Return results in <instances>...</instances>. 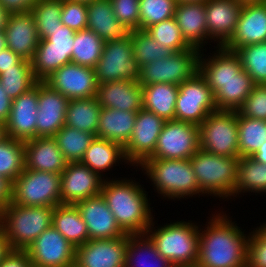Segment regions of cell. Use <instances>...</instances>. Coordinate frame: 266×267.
<instances>
[{
    "mask_svg": "<svg viewBox=\"0 0 266 267\" xmlns=\"http://www.w3.org/2000/svg\"><path fill=\"white\" fill-rule=\"evenodd\" d=\"M87 3L62 0L61 23L76 31L87 29Z\"/></svg>",
    "mask_w": 266,
    "mask_h": 267,
    "instance_id": "obj_47",
    "label": "cell"
},
{
    "mask_svg": "<svg viewBox=\"0 0 266 267\" xmlns=\"http://www.w3.org/2000/svg\"><path fill=\"white\" fill-rule=\"evenodd\" d=\"M200 53L201 50L192 47L147 63L141 67L138 82L141 86L154 83L180 85L199 72Z\"/></svg>",
    "mask_w": 266,
    "mask_h": 267,
    "instance_id": "obj_9",
    "label": "cell"
},
{
    "mask_svg": "<svg viewBox=\"0 0 266 267\" xmlns=\"http://www.w3.org/2000/svg\"><path fill=\"white\" fill-rule=\"evenodd\" d=\"M10 251L8 246L7 239L5 238L3 231L0 227V262L2 261L3 257Z\"/></svg>",
    "mask_w": 266,
    "mask_h": 267,
    "instance_id": "obj_56",
    "label": "cell"
},
{
    "mask_svg": "<svg viewBox=\"0 0 266 267\" xmlns=\"http://www.w3.org/2000/svg\"><path fill=\"white\" fill-rule=\"evenodd\" d=\"M54 207L22 206L10 203L0 209V227L11 250H26L52 226Z\"/></svg>",
    "mask_w": 266,
    "mask_h": 267,
    "instance_id": "obj_4",
    "label": "cell"
},
{
    "mask_svg": "<svg viewBox=\"0 0 266 267\" xmlns=\"http://www.w3.org/2000/svg\"><path fill=\"white\" fill-rule=\"evenodd\" d=\"M0 267H33L25 250H11L3 257Z\"/></svg>",
    "mask_w": 266,
    "mask_h": 267,
    "instance_id": "obj_51",
    "label": "cell"
},
{
    "mask_svg": "<svg viewBox=\"0 0 266 267\" xmlns=\"http://www.w3.org/2000/svg\"><path fill=\"white\" fill-rule=\"evenodd\" d=\"M101 194L120 228L130 235L145 234L153 222L146 191L133 180H104Z\"/></svg>",
    "mask_w": 266,
    "mask_h": 267,
    "instance_id": "obj_3",
    "label": "cell"
},
{
    "mask_svg": "<svg viewBox=\"0 0 266 267\" xmlns=\"http://www.w3.org/2000/svg\"><path fill=\"white\" fill-rule=\"evenodd\" d=\"M60 185V174L24 167L23 172L13 182L12 203L55 207L61 204Z\"/></svg>",
    "mask_w": 266,
    "mask_h": 267,
    "instance_id": "obj_10",
    "label": "cell"
},
{
    "mask_svg": "<svg viewBox=\"0 0 266 267\" xmlns=\"http://www.w3.org/2000/svg\"><path fill=\"white\" fill-rule=\"evenodd\" d=\"M146 32L164 48L173 52L185 51L192 48L184 39L176 19L162 21L146 29Z\"/></svg>",
    "mask_w": 266,
    "mask_h": 267,
    "instance_id": "obj_45",
    "label": "cell"
},
{
    "mask_svg": "<svg viewBox=\"0 0 266 267\" xmlns=\"http://www.w3.org/2000/svg\"><path fill=\"white\" fill-rule=\"evenodd\" d=\"M178 85L154 83L142 86L143 109L156 114L165 121L174 120Z\"/></svg>",
    "mask_w": 266,
    "mask_h": 267,
    "instance_id": "obj_31",
    "label": "cell"
},
{
    "mask_svg": "<svg viewBox=\"0 0 266 267\" xmlns=\"http://www.w3.org/2000/svg\"><path fill=\"white\" fill-rule=\"evenodd\" d=\"M240 157H224L199 149L190 158L192 168L204 194L227 198L233 196Z\"/></svg>",
    "mask_w": 266,
    "mask_h": 267,
    "instance_id": "obj_7",
    "label": "cell"
},
{
    "mask_svg": "<svg viewBox=\"0 0 266 267\" xmlns=\"http://www.w3.org/2000/svg\"><path fill=\"white\" fill-rule=\"evenodd\" d=\"M139 167L152 180L158 194L180 199L204 194L197 183L190 159L147 158Z\"/></svg>",
    "mask_w": 266,
    "mask_h": 267,
    "instance_id": "obj_6",
    "label": "cell"
},
{
    "mask_svg": "<svg viewBox=\"0 0 266 267\" xmlns=\"http://www.w3.org/2000/svg\"><path fill=\"white\" fill-rule=\"evenodd\" d=\"M71 1H78V2L89 3V2H93L94 0H71Z\"/></svg>",
    "mask_w": 266,
    "mask_h": 267,
    "instance_id": "obj_64",
    "label": "cell"
},
{
    "mask_svg": "<svg viewBox=\"0 0 266 267\" xmlns=\"http://www.w3.org/2000/svg\"><path fill=\"white\" fill-rule=\"evenodd\" d=\"M241 60L242 69L255 84H266V42L240 47L235 51Z\"/></svg>",
    "mask_w": 266,
    "mask_h": 267,
    "instance_id": "obj_44",
    "label": "cell"
},
{
    "mask_svg": "<svg viewBox=\"0 0 266 267\" xmlns=\"http://www.w3.org/2000/svg\"><path fill=\"white\" fill-rule=\"evenodd\" d=\"M25 168L61 174L67 162L53 136L24 141Z\"/></svg>",
    "mask_w": 266,
    "mask_h": 267,
    "instance_id": "obj_26",
    "label": "cell"
},
{
    "mask_svg": "<svg viewBox=\"0 0 266 267\" xmlns=\"http://www.w3.org/2000/svg\"><path fill=\"white\" fill-rule=\"evenodd\" d=\"M7 48L22 59L31 61L39 43L37 26L32 13H11L4 29Z\"/></svg>",
    "mask_w": 266,
    "mask_h": 267,
    "instance_id": "obj_25",
    "label": "cell"
},
{
    "mask_svg": "<svg viewBox=\"0 0 266 267\" xmlns=\"http://www.w3.org/2000/svg\"><path fill=\"white\" fill-rule=\"evenodd\" d=\"M129 34L132 40L134 58L140 67L174 53L171 49L164 48L157 43L146 30H131Z\"/></svg>",
    "mask_w": 266,
    "mask_h": 267,
    "instance_id": "obj_43",
    "label": "cell"
},
{
    "mask_svg": "<svg viewBox=\"0 0 266 267\" xmlns=\"http://www.w3.org/2000/svg\"><path fill=\"white\" fill-rule=\"evenodd\" d=\"M168 267H179V266H176V265H171V264H170Z\"/></svg>",
    "mask_w": 266,
    "mask_h": 267,
    "instance_id": "obj_65",
    "label": "cell"
},
{
    "mask_svg": "<svg viewBox=\"0 0 266 267\" xmlns=\"http://www.w3.org/2000/svg\"><path fill=\"white\" fill-rule=\"evenodd\" d=\"M102 179L82 162L67 163L60 174L61 204H73L99 195L102 190Z\"/></svg>",
    "mask_w": 266,
    "mask_h": 267,
    "instance_id": "obj_19",
    "label": "cell"
},
{
    "mask_svg": "<svg viewBox=\"0 0 266 267\" xmlns=\"http://www.w3.org/2000/svg\"><path fill=\"white\" fill-rule=\"evenodd\" d=\"M9 13L0 5V32H4Z\"/></svg>",
    "mask_w": 266,
    "mask_h": 267,
    "instance_id": "obj_58",
    "label": "cell"
},
{
    "mask_svg": "<svg viewBox=\"0 0 266 267\" xmlns=\"http://www.w3.org/2000/svg\"><path fill=\"white\" fill-rule=\"evenodd\" d=\"M52 226L75 247L89 240L86 224L73 204H60L54 207Z\"/></svg>",
    "mask_w": 266,
    "mask_h": 267,
    "instance_id": "obj_32",
    "label": "cell"
},
{
    "mask_svg": "<svg viewBox=\"0 0 266 267\" xmlns=\"http://www.w3.org/2000/svg\"><path fill=\"white\" fill-rule=\"evenodd\" d=\"M200 149L224 157H240L238 112L216 110L199 125Z\"/></svg>",
    "mask_w": 266,
    "mask_h": 267,
    "instance_id": "obj_8",
    "label": "cell"
},
{
    "mask_svg": "<svg viewBox=\"0 0 266 267\" xmlns=\"http://www.w3.org/2000/svg\"><path fill=\"white\" fill-rule=\"evenodd\" d=\"M169 265L170 263L157 252L154 243L146 234H129L125 267H168Z\"/></svg>",
    "mask_w": 266,
    "mask_h": 267,
    "instance_id": "obj_35",
    "label": "cell"
},
{
    "mask_svg": "<svg viewBox=\"0 0 266 267\" xmlns=\"http://www.w3.org/2000/svg\"><path fill=\"white\" fill-rule=\"evenodd\" d=\"M257 229V231L266 239V224L264 223Z\"/></svg>",
    "mask_w": 266,
    "mask_h": 267,
    "instance_id": "obj_63",
    "label": "cell"
},
{
    "mask_svg": "<svg viewBox=\"0 0 266 267\" xmlns=\"http://www.w3.org/2000/svg\"><path fill=\"white\" fill-rule=\"evenodd\" d=\"M199 149V126L170 120L165 122L149 158L190 159Z\"/></svg>",
    "mask_w": 266,
    "mask_h": 267,
    "instance_id": "obj_14",
    "label": "cell"
},
{
    "mask_svg": "<svg viewBox=\"0 0 266 267\" xmlns=\"http://www.w3.org/2000/svg\"><path fill=\"white\" fill-rule=\"evenodd\" d=\"M258 162L266 164V140L261 143L257 152L252 155Z\"/></svg>",
    "mask_w": 266,
    "mask_h": 267,
    "instance_id": "obj_57",
    "label": "cell"
},
{
    "mask_svg": "<svg viewBox=\"0 0 266 267\" xmlns=\"http://www.w3.org/2000/svg\"><path fill=\"white\" fill-rule=\"evenodd\" d=\"M87 10V29L94 31L104 42L123 39L129 34L114 15L110 0L89 2Z\"/></svg>",
    "mask_w": 266,
    "mask_h": 267,
    "instance_id": "obj_29",
    "label": "cell"
},
{
    "mask_svg": "<svg viewBox=\"0 0 266 267\" xmlns=\"http://www.w3.org/2000/svg\"><path fill=\"white\" fill-rule=\"evenodd\" d=\"M101 109L97 97L70 99L66 111L65 125L91 133L97 137Z\"/></svg>",
    "mask_w": 266,
    "mask_h": 267,
    "instance_id": "obj_34",
    "label": "cell"
},
{
    "mask_svg": "<svg viewBox=\"0 0 266 267\" xmlns=\"http://www.w3.org/2000/svg\"><path fill=\"white\" fill-rule=\"evenodd\" d=\"M242 6L237 0L205 2L208 37L217 40V46H224L233 36Z\"/></svg>",
    "mask_w": 266,
    "mask_h": 267,
    "instance_id": "obj_24",
    "label": "cell"
},
{
    "mask_svg": "<svg viewBox=\"0 0 266 267\" xmlns=\"http://www.w3.org/2000/svg\"><path fill=\"white\" fill-rule=\"evenodd\" d=\"M251 233L248 235L246 267H266V239L257 229Z\"/></svg>",
    "mask_w": 266,
    "mask_h": 267,
    "instance_id": "obj_50",
    "label": "cell"
},
{
    "mask_svg": "<svg viewBox=\"0 0 266 267\" xmlns=\"http://www.w3.org/2000/svg\"><path fill=\"white\" fill-rule=\"evenodd\" d=\"M67 163L81 162L86 149L95 136L64 125L54 136Z\"/></svg>",
    "mask_w": 266,
    "mask_h": 267,
    "instance_id": "obj_38",
    "label": "cell"
},
{
    "mask_svg": "<svg viewBox=\"0 0 266 267\" xmlns=\"http://www.w3.org/2000/svg\"><path fill=\"white\" fill-rule=\"evenodd\" d=\"M237 1L241 4L266 2V0H237Z\"/></svg>",
    "mask_w": 266,
    "mask_h": 267,
    "instance_id": "obj_61",
    "label": "cell"
},
{
    "mask_svg": "<svg viewBox=\"0 0 266 267\" xmlns=\"http://www.w3.org/2000/svg\"><path fill=\"white\" fill-rule=\"evenodd\" d=\"M136 115L137 112L102 107L97 137L118 143L124 148L132 136Z\"/></svg>",
    "mask_w": 266,
    "mask_h": 267,
    "instance_id": "obj_30",
    "label": "cell"
},
{
    "mask_svg": "<svg viewBox=\"0 0 266 267\" xmlns=\"http://www.w3.org/2000/svg\"><path fill=\"white\" fill-rule=\"evenodd\" d=\"M7 137L5 132V124L0 122V142Z\"/></svg>",
    "mask_w": 266,
    "mask_h": 267,
    "instance_id": "obj_60",
    "label": "cell"
},
{
    "mask_svg": "<svg viewBox=\"0 0 266 267\" xmlns=\"http://www.w3.org/2000/svg\"><path fill=\"white\" fill-rule=\"evenodd\" d=\"M205 229L199 231L196 267H246L249 236L236 223L220 212Z\"/></svg>",
    "mask_w": 266,
    "mask_h": 267,
    "instance_id": "obj_2",
    "label": "cell"
},
{
    "mask_svg": "<svg viewBox=\"0 0 266 267\" xmlns=\"http://www.w3.org/2000/svg\"><path fill=\"white\" fill-rule=\"evenodd\" d=\"M94 70L98 84L121 80L138 81L141 67L134 58L130 34L123 39L104 42L102 56Z\"/></svg>",
    "mask_w": 266,
    "mask_h": 267,
    "instance_id": "obj_11",
    "label": "cell"
},
{
    "mask_svg": "<svg viewBox=\"0 0 266 267\" xmlns=\"http://www.w3.org/2000/svg\"><path fill=\"white\" fill-rule=\"evenodd\" d=\"M104 41L92 30L75 32L71 62L95 68L102 56Z\"/></svg>",
    "mask_w": 266,
    "mask_h": 267,
    "instance_id": "obj_37",
    "label": "cell"
},
{
    "mask_svg": "<svg viewBox=\"0 0 266 267\" xmlns=\"http://www.w3.org/2000/svg\"><path fill=\"white\" fill-rule=\"evenodd\" d=\"M101 107L138 112L143 108L142 86L138 81L121 80L98 84L97 96Z\"/></svg>",
    "mask_w": 266,
    "mask_h": 267,
    "instance_id": "obj_27",
    "label": "cell"
},
{
    "mask_svg": "<svg viewBox=\"0 0 266 267\" xmlns=\"http://www.w3.org/2000/svg\"><path fill=\"white\" fill-rule=\"evenodd\" d=\"M113 13L128 30L140 29L139 0H110Z\"/></svg>",
    "mask_w": 266,
    "mask_h": 267,
    "instance_id": "obj_49",
    "label": "cell"
},
{
    "mask_svg": "<svg viewBox=\"0 0 266 267\" xmlns=\"http://www.w3.org/2000/svg\"><path fill=\"white\" fill-rule=\"evenodd\" d=\"M62 0H38L31 13L37 26L39 40L47 39L56 28L63 27L61 23Z\"/></svg>",
    "mask_w": 266,
    "mask_h": 267,
    "instance_id": "obj_41",
    "label": "cell"
},
{
    "mask_svg": "<svg viewBox=\"0 0 266 267\" xmlns=\"http://www.w3.org/2000/svg\"><path fill=\"white\" fill-rule=\"evenodd\" d=\"M38 0H0V5L9 13L29 12Z\"/></svg>",
    "mask_w": 266,
    "mask_h": 267,
    "instance_id": "obj_52",
    "label": "cell"
},
{
    "mask_svg": "<svg viewBox=\"0 0 266 267\" xmlns=\"http://www.w3.org/2000/svg\"><path fill=\"white\" fill-rule=\"evenodd\" d=\"M176 0H139L140 30L174 17Z\"/></svg>",
    "mask_w": 266,
    "mask_h": 267,
    "instance_id": "obj_46",
    "label": "cell"
},
{
    "mask_svg": "<svg viewBox=\"0 0 266 267\" xmlns=\"http://www.w3.org/2000/svg\"><path fill=\"white\" fill-rule=\"evenodd\" d=\"M261 42H266V2L243 4L236 30L224 47L236 51Z\"/></svg>",
    "mask_w": 266,
    "mask_h": 267,
    "instance_id": "obj_23",
    "label": "cell"
},
{
    "mask_svg": "<svg viewBox=\"0 0 266 267\" xmlns=\"http://www.w3.org/2000/svg\"><path fill=\"white\" fill-rule=\"evenodd\" d=\"M174 18L185 41L191 47L202 50L206 43L204 40H209L205 2L177 3Z\"/></svg>",
    "mask_w": 266,
    "mask_h": 267,
    "instance_id": "obj_28",
    "label": "cell"
},
{
    "mask_svg": "<svg viewBox=\"0 0 266 267\" xmlns=\"http://www.w3.org/2000/svg\"><path fill=\"white\" fill-rule=\"evenodd\" d=\"M216 110L214 93L199 72L178 85L174 120L199 126Z\"/></svg>",
    "mask_w": 266,
    "mask_h": 267,
    "instance_id": "obj_13",
    "label": "cell"
},
{
    "mask_svg": "<svg viewBox=\"0 0 266 267\" xmlns=\"http://www.w3.org/2000/svg\"><path fill=\"white\" fill-rule=\"evenodd\" d=\"M165 122L161 117L143 108L137 112L132 136L124 147L127 163L140 166L154 153Z\"/></svg>",
    "mask_w": 266,
    "mask_h": 267,
    "instance_id": "obj_16",
    "label": "cell"
},
{
    "mask_svg": "<svg viewBox=\"0 0 266 267\" xmlns=\"http://www.w3.org/2000/svg\"><path fill=\"white\" fill-rule=\"evenodd\" d=\"M237 112L244 117L266 121V84H255Z\"/></svg>",
    "mask_w": 266,
    "mask_h": 267,
    "instance_id": "obj_48",
    "label": "cell"
},
{
    "mask_svg": "<svg viewBox=\"0 0 266 267\" xmlns=\"http://www.w3.org/2000/svg\"><path fill=\"white\" fill-rule=\"evenodd\" d=\"M75 205L86 224L89 240L112 239L126 235L116 222L101 193L79 201Z\"/></svg>",
    "mask_w": 266,
    "mask_h": 267,
    "instance_id": "obj_21",
    "label": "cell"
},
{
    "mask_svg": "<svg viewBox=\"0 0 266 267\" xmlns=\"http://www.w3.org/2000/svg\"><path fill=\"white\" fill-rule=\"evenodd\" d=\"M22 58L11 49L6 48L0 52V74L17 65Z\"/></svg>",
    "mask_w": 266,
    "mask_h": 267,
    "instance_id": "obj_54",
    "label": "cell"
},
{
    "mask_svg": "<svg viewBox=\"0 0 266 267\" xmlns=\"http://www.w3.org/2000/svg\"><path fill=\"white\" fill-rule=\"evenodd\" d=\"M122 159L127 162L124 148L120 144L95 137L86 149L81 162L101 177V173L111 169Z\"/></svg>",
    "mask_w": 266,
    "mask_h": 267,
    "instance_id": "obj_33",
    "label": "cell"
},
{
    "mask_svg": "<svg viewBox=\"0 0 266 267\" xmlns=\"http://www.w3.org/2000/svg\"><path fill=\"white\" fill-rule=\"evenodd\" d=\"M266 140V121L238 113V148L240 157L254 155Z\"/></svg>",
    "mask_w": 266,
    "mask_h": 267,
    "instance_id": "obj_40",
    "label": "cell"
},
{
    "mask_svg": "<svg viewBox=\"0 0 266 267\" xmlns=\"http://www.w3.org/2000/svg\"><path fill=\"white\" fill-rule=\"evenodd\" d=\"M7 48L4 32H0V52Z\"/></svg>",
    "mask_w": 266,
    "mask_h": 267,
    "instance_id": "obj_59",
    "label": "cell"
},
{
    "mask_svg": "<svg viewBox=\"0 0 266 267\" xmlns=\"http://www.w3.org/2000/svg\"><path fill=\"white\" fill-rule=\"evenodd\" d=\"M13 181L0 176V209L12 203Z\"/></svg>",
    "mask_w": 266,
    "mask_h": 267,
    "instance_id": "obj_53",
    "label": "cell"
},
{
    "mask_svg": "<svg viewBox=\"0 0 266 267\" xmlns=\"http://www.w3.org/2000/svg\"><path fill=\"white\" fill-rule=\"evenodd\" d=\"M146 235L154 243L157 252L171 265L196 267L199 251V227L191 222L177 221L153 230ZM151 232V233H150Z\"/></svg>",
    "mask_w": 266,
    "mask_h": 267,
    "instance_id": "obj_5",
    "label": "cell"
},
{
    "mask_svg": "<svg viewBox=\"0 0 266 267\" xmlns=\"http://www.w3.org/2000/svg\"><path fill=\"white\" fill-rule=\"evenodd\" d=\"M75 31L63 25L52 31L47 39L39 40L31 60L33 74L37 81H44L54 71L71 63Z\"/></svg>",
    "mask_w": 266,
    "mask_h": 267,
    "instance_id": "obj_12",
    "label": "cell"
},
{
    "mask_svg": "<svg viewBox=\"0 0 266 267\" xmlns=\"http://www.w3.org/2000/svg\"><path fill=\"white\" fill-rule=\"evenodd\" d=\"M242 192L266 193V164L253 156L240 157L238 162L233 197Z\"/></svg>",
    "mask_w": 266,
    "mask_h": 267,
    "instance_id": "obj_36",
    "label": "cell"
},
{
    "mask_svg": "<svg viewBox=\"0 0 266 267\" xmlns=\"http://www.w3.org/2000/svg\"><path fill=\"white\" fill-rule=\"evenodd\" d=\"M75 249L53 226L43 231L25 250L33 267H69L75 262Z\"/></svg>",
    "mask_w": 266,
    "mask_h": 267,
    "instance_id": "obj_15",
    "label": "cell"
},
{
    "mask_svg": "<svg viewBox=\"0 0 266 267\" xmlns=\"http://www.w3.org/2000/svg\"><path fill=\"white\" fill-rule=\"evenodd\" d=\"M0 83L11 100L29 91L37 83L31 61L22 59L17 65L1 73Z\"/></svg>",
    "mask_w": 266,
    "mask_h": 267,
    "instance_id": "obj_39",
    "label": "cell"
},
{
    "mask_svg": "<svg viewBox=\"0 0 266 267\" xmlns=\"http://www.w3.org/2000/svg\"><path fill=\"white\" fill-rule=\"evenodd\" d=\"M129 234L112 239H92L75 249L77 267H125Z\"/></svg>",
    "mask_w": 266,
    "mask_h": 267,
    "instance_id": "obj_18",
    "label": "cell"
},
{
    "mask_svg": "<svg viewBox=\"0 0 266 267\" xmlns=\"http://www.w3.org/2000/svg\"><path fill=\"white\" fill-rule=\"evenodd\" d=\"M177 3H201L206 2L207 0H176Z\"/></svg>",
    "mask_w": 266,
    "mask_h": 267,
    "instance_id": "obj_62",
    "label": "cell"
},
{
    "mask_svg": "<svg viewBox=\"0 0 266 267\" xmlns=\"http://www.w3.org/2000/svg\"><path fill=\"white\" fill-rule=\"evenodd\" d=\"M37 106L38 81L29 91L12 100L11 111L5 123L6 135L20 141L36 138Z\"/></svg>",
    "mask_w": 266,
    "mask_h": 267,
    "instance_id": "obj_22",
    "label": "cell"
},
{
    "mask_svg": "<svg viewBox=\"0 0 266 267\" xmlns=\"http://www.w3.org/2000/svg\"><path fill=\"white\" fill-rule=\"evenodd\" d=\"M12 100L6 95L0 83V122L5 124L11 111Z\"/></svg>",
    "mask_w": 266,
    "mask_h": 267,
    "instance_id": "obj_55",
    "label": "cell"
},
{
    "mask_svg": "<svg viewBox=\"0 0 266 267\" xmlns=\"http://www.w3.org/2000/svg\"><path fill=\"white\" fill-rule=\"evenodd\" d=\"M44 82L69 100L97 96L98 83L94 68L72 62L54 71Z\"/></svg>",
    "mask_w": 266,
    "mask_h": 267,
    "instance_id": "obj_17",
    "label": "cell"
},
{
    "mask_svg": "<svg viewBox=\"0 0 266 267\" xmlns=\"http://www.w3.org/2000/svg\"><path fill=\"white\" fill-rule=\"evenodd\" d=\"M69 99L38 81L36 137L54 136L64 125Z\"/></svg>",
    "mask_w": 266,
    "mask_h": 267,
    "instance_id": "obj_20",
    "label": "cell"
},
{
    "mask_svg": "<svg viewBox=\"0 0 266 267\" xmlns=\"http://www.w3.org/2000/svg\"><path fill=\"white\" fill-rule=\"evenodd\" d=\"M213 57L205 58L200 53L199 73L214 93L217 110L238 111L251 93L255 83L242 69L239 55L224 46ZM203 57V58H202Z\"/></svg>",
    "mask_w": 266,
    "mask_h": 267,
    "instance_id": "obj_1",
    "label": "cell"
},
{
    "mask_svg": "<svg viewBox=\"0 0 266 267\" xmlns=\"http://www.w3.org/2000/svg\"><path fill=\"white\" fill-rule=\"evenodd\" d=\"M24 167V141L7 136L0 142V176L14 182Z\"/></svg>",
    "mask_w": 266,
    "mask_h": 267,
    "instance_id": "obj_42",
    "label": "cell"
}]
</instances>
